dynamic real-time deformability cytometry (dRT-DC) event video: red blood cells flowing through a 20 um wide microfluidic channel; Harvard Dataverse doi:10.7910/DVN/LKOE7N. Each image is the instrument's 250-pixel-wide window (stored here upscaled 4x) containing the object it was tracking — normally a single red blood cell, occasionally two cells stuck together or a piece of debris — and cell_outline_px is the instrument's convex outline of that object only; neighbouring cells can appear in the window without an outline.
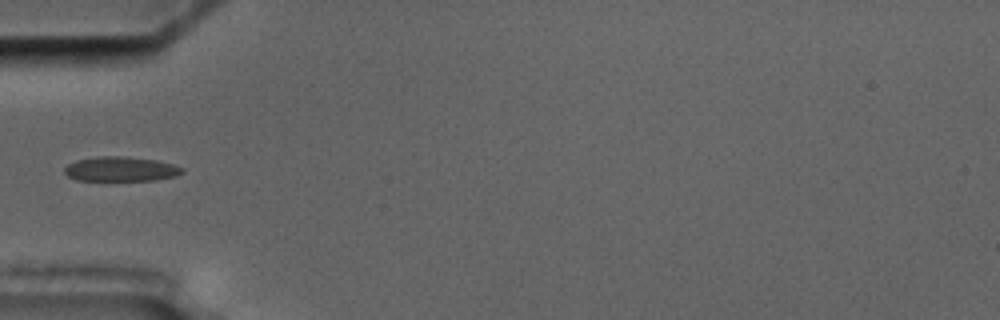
{"species": "common noctule bat (a hibernating species)", "species_latin": "Nyctalus noctula", "temperature_condition": "cold", "stored_images_in_passage": 15, "segment_of_instrument_passage": [2, 3], "camera_frame_rate_fps": 3000, "um_per_image_px": 0.085, "animal": {"sex": "male", "body_mass_g": 17.5, "forearm_length_mm": 52.3}, "frame": {"image": 1, "passage_image": 5, "time_ms": 6.0, "image_size_px": [1000, 320], "cell_outline_px": [[184, 172], [176, 176], [156, 180], [76, 180], [68, 176], [64, 172], [64, 168], [68, 164], [76, 160], [96, 156], [124, 156], [156, 160], [172, 164], [184, 168]], "centroid_in_image_um": [10.26, 14.36], "position_along_channel_um": 74.7, "area_um2": 16.94}}
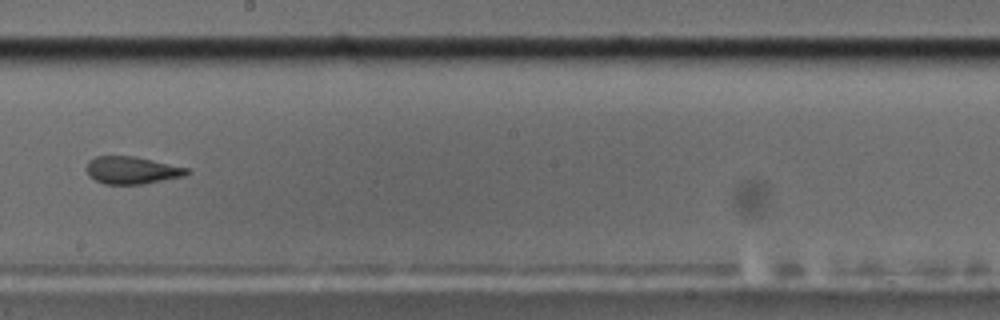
{"frame": {"image": 2, "passage_image": 9, "time_ms": 10.667, "image_size_px": [1000, 320], "cell_outline_px": [[192, 172], [184, 176], [144, 184], [104, 184], [88, 176], [84, 168], [88, 160], [96, 156], [136, 156], [188, 168]], "centroid_in_image_um": [11.18, 14.46], "position_along_channel_um": 237.0, "area_um2": 16.3}}
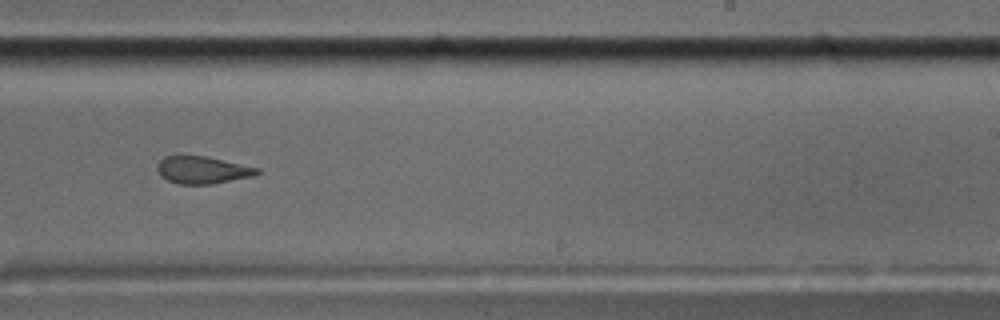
{"frame": {"image": 3, "passage_image": 10, "time_ms": 11.667, "image_size_px": [1000, 320], "cell_outline_px": [[260, 172], [252, 176], [212, 184], [176, 184], [160, 176], [156, 168], [156, 164], [164, 156], [208, 156], [260, 168]], "centroid_in_image_um": [17.19, 14.44], "position_along_channel_um": 271.8, "area_um2": 16.01}}